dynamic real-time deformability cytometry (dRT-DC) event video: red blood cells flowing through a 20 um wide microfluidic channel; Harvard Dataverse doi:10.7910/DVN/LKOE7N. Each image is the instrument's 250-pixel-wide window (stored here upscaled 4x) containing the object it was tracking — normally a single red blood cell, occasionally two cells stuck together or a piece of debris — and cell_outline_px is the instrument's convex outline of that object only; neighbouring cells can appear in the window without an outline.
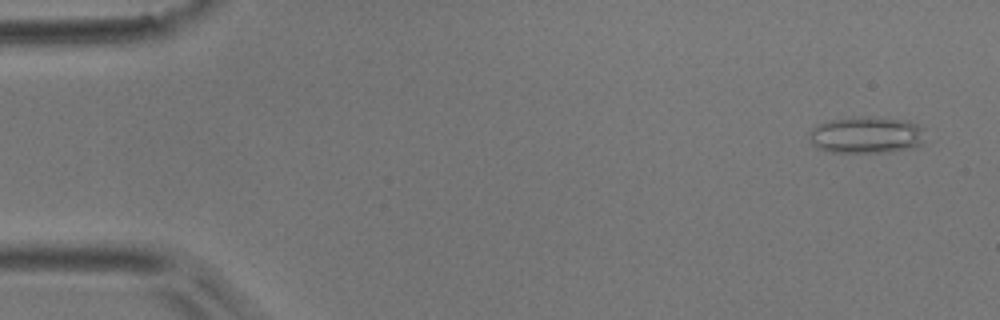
{"species": "common noctule bat (a hibernating species)", "species_latin": "Nyctalus noctula", "temperature_condition": "room temperature", "stored_images_in_passage": 51, "camera_frame_rate_fps": 3000, "um_per_image_px": 0.085, "animal": {"sex": "male", "body_mass_g": 17.9}, "frame": {"image": 1, "passage_image": 3, "time_ms": 0.667, "image_size_px": [1000, 320], "cell_outline_px": [[924, 128], [920, 144], [912, 148], [888, 152], [832, 152], [816, 148], [812, 144], [808, 136], [808, 132], [816, 124], [828, 120], [852, 116], [860, 116], [908, 120]], "centroid_in_image_um": [73.57, 11.46], "position_along_channel_um": 11.4, "area_um2": 25.09}}
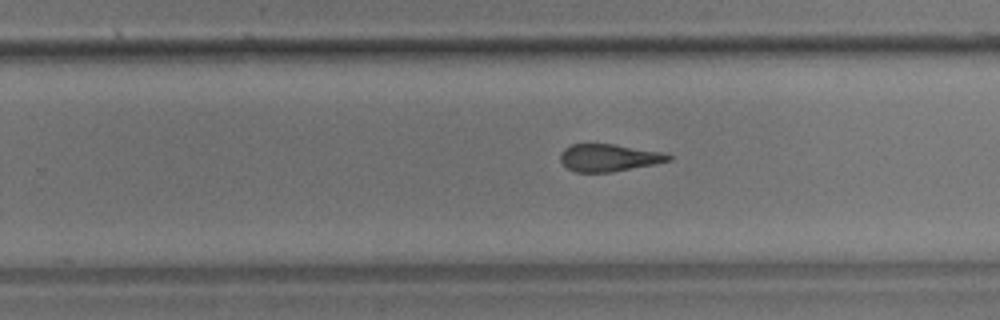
{"frame": {"image": 2, "passage_image": 32, "time_ms": 10.333, "image_size_px": [1000, 320], "cell_outline_px": [[672, 160], [652, 164], [608, 172], [576, 172], [568, 168], [560, 160], [560, 152], [564, 148], [572, 144], [612, 144], [664, 152], [672, 156]], "centroid_in_image_um": [51.73, 13.39], "position_along_channel_um": 278.1, "area_um2": 16.99}}
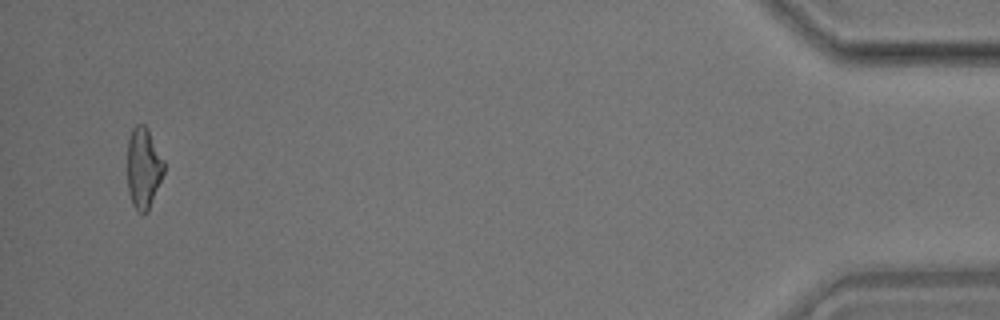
{"frame": {"image": 3, "passage_image": 49, "time_ms": 16.0, "image_size_px": [1000, 320], "cell_outline_px": [[164, 172], [148, 212], [136, 212], [132, 204], [128, 192], [128, 140], [132, 128], [136, 124], [144, 124], [148, 128], [164, 160]], "centroid_in_image_um": [12.2, 14.28], "position_along_channel_um": 423.0, "area_um2": 17.34}, "authors_computed_cell_mechanics": {"area_um2": 18.3804, "velocity_mm_per_s": 3.9791, "shape_relaxation_time_tau1_ms": null, "shape_relaxation_time_tau2_ms": 2.5357, "deformation_change_tau1": null, "deformation_change_tau2": 0.139}}